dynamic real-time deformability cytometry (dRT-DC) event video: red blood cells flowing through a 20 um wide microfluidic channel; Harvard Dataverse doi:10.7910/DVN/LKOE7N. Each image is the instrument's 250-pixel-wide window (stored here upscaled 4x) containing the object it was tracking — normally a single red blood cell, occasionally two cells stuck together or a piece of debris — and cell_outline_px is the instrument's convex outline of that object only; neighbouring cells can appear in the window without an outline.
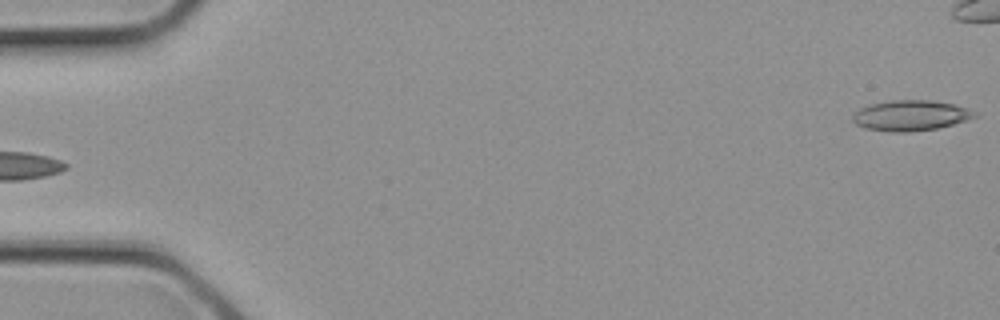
{"species": "common noctule bat (a hibernating species)", "species_latin": "Nyctalus noctula", "temperature_condition": "cold", "stored_images_in_passage": 2, "camera_frame_rate_fps": 3000, "um_per_image_px": 0.085, "animal": {"sex": "female", "body_mass_g": 21.9}, "frame": {"image": 1, "passage_image": 2, "time_ms": 0.333, "image_size_px": [1000, 320], "cell_outline_px": [[980, 112], [976, 116], [968, 120], [936, 128], [908, 132], [892, 132], [864, 128], [856, 124], [852, 120], [852, 116], [860, 108], [868, 104], [892, 100], [932, 100], [956, 104]], "centroid_in_image_um": [77.43, 9.8], "position_along_channel_um": 7.6, "area_um2": 21.85}}